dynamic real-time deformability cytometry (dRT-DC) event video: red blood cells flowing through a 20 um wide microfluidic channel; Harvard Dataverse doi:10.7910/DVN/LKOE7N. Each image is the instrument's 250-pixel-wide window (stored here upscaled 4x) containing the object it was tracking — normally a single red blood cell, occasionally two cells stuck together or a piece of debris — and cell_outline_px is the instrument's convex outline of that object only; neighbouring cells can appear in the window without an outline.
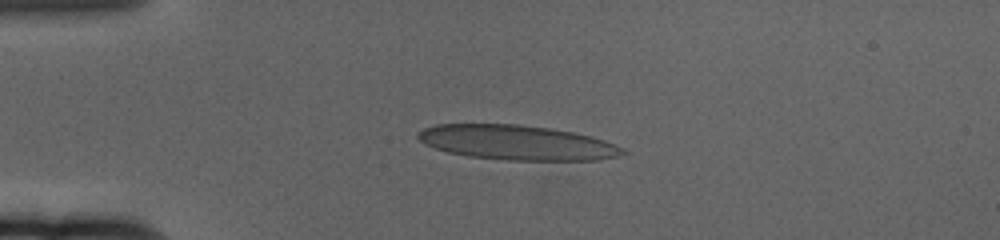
{"species": "human", "species_latin": "Homo sapiens", "temperature_condition": "cold", "stored_images_in_passage": 57, "camera_frame_rate_fps": 3000, "um_per_image_px": 0.085, "donor": {"sex": "female"}, "frame": {"image": 1, "passage_image": 12, "time_ms": 3.667, "image_size_px": [1000, 240], "cell_outline_px": [[628, 152], [616, 156], [600, 160], [508, 160], [468, 156], [448, 152], [424, 144], [416, 136], [424, 128], [436, 124], [516, 124], [548, 128], [572, 132], [604, 140], [624, 148]], "centroid_in_image_um": [43.93, 12.12], "position_along_channel_um": 41.1, "area_um2": 41.15}}
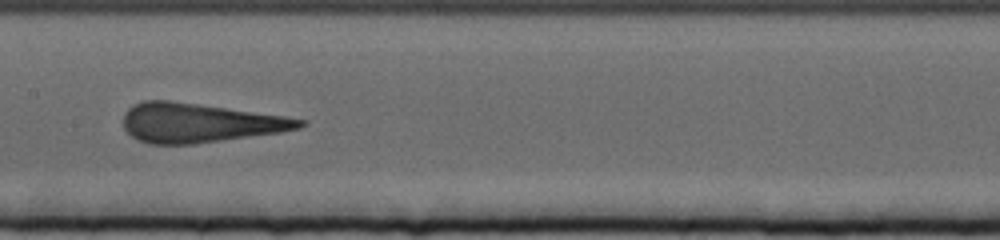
{"frame": {"image": 2, "passage_image": 28, "time_ms": 9.0, "image_size_px": [1000, 240], "cell_outline_px": [[308, 124], [300, 128], [280, 132], [192, 144], [148, 144], [132, 136], [124, 128], [124, 112], [128, 108], [144, 100], [168, 100], [284, 116], [308, 120]], "centroid_in_image_um": [16.95, 10.44], "position_along_channel_um": 190.4, "area_um2": 39.88}}
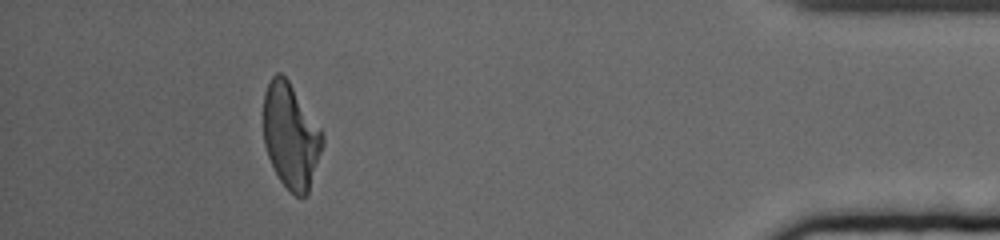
{"frame": {"image": 3, "passage_image": 52, "time_ms": 17.0, "image_size_px": [1000, 240], "cell_outline_px": [[324, 144], [308, 192], [304, 196], [296, 196], [280, 180], [268, 156], [264, 144], [264, 92], [272, 76], [276, 72], [280, 72], [288, 80], [324, 132]], "centroid_in_image_um": [24.73, 11.53], "position_along_channel_um": 410.5, "area_um2": 35.95}, "authors_computed_cell_mechanics": {"area_um2": 40.1132, "velocity_mm_per_s": 3.3886, "shape_relaxation_time_tau1_ms": 5.7672, "shape_relaxation_time_tau2_ms": 0.9979, "deformation_change_tau1": 0.2163, "deformation_change_tau2": 0.1363}}